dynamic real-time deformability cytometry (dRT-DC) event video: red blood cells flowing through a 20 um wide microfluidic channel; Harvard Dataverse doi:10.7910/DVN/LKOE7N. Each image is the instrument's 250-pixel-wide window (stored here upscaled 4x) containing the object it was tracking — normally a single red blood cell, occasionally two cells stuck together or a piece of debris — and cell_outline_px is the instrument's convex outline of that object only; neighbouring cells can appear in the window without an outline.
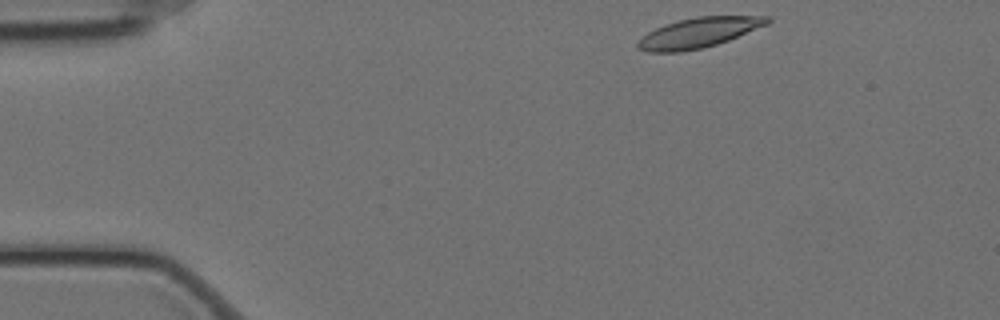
{"species": "Egyptian fruit bat (a non-hibernating species)", "species_latin": "Rousettus aegyptiacus", "temperature_condition": "cold", "stored_images_in_passage": 51, "camera_frame_rate_fps": 3000, "um_per_image_px": 0.085, "animal": {"sex": "female"}, "frame": {"image": 1, "passage_image": 1, "time_ms": 0.0, "image_size_px": [1000, 320], "cell_outline_px": [[772, 20], [768, 24], [728, 40], [704, 48], [680, 52], [648, 52], [636, 48], [636, 44], [648, 32], [656, 28], [680, 20], [696, 16], [772, 16]], "centroid_in_image_um": [59.41, 2.78], "position_along_channel_um": 25.6, "area_um2": 22.48}}
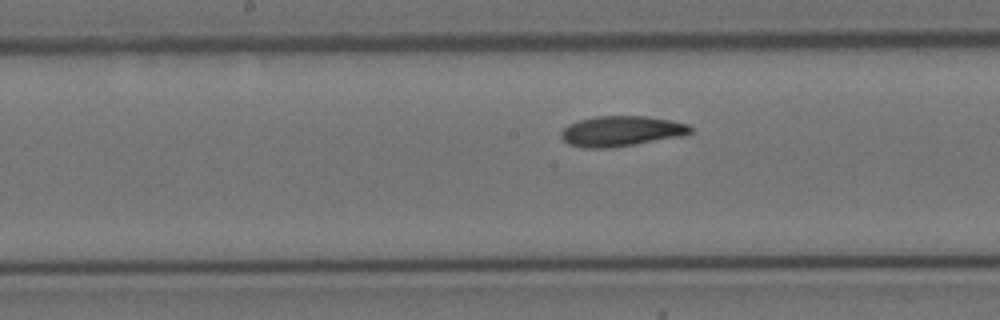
{"frame": {"image": 2, "passage_image": 22, "time_ms": 7.0, "image_size_px": [1000, 320], "cell_outline_px": [[692, 132], [680, 136], [612, 148], [584, 148], [568, 144], [560, 136], [560, 132], [568, 124], [580, 120], [596, 116], [648, 116], [672, 120], [688, 124], [692, 128]], "centroid_in_image_um": [52.79, 11.14], "position_along_channel_um": 195.4, "area_um2": 22.89}}
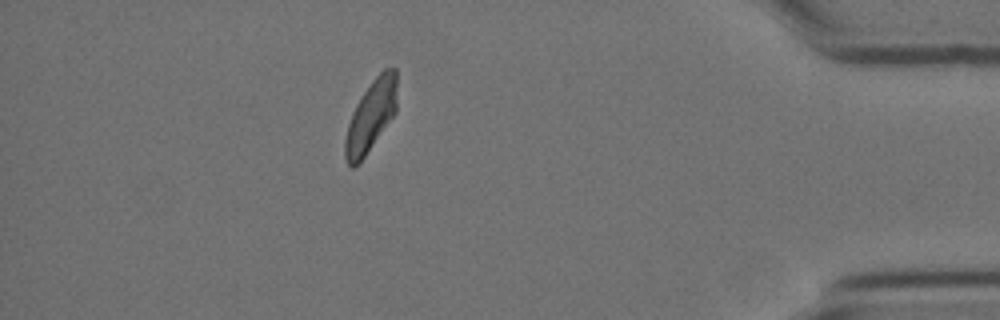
{"frame": {"image": 3, "passage_image": 44, "time_ms": 14.333, "image_size_px": [1000, 320], "cell_outline_px": [[396, 112], [364, 156], [352, 168], [348, 164], [344, 156], [344, 140], [348, 124], [352, 112], [356, 104], [372, 80], [384, 68], [396, 68]], "centroid_in_image_um": [31.51, 9.84], "position_along_channel_um": 403.7, "area_um2": 21.15}, "authors_computed_cell_mechanics": {"area_um2": 22.7154, "velocity_mm_per_s": 3.4451, "shape_relaxation_time_tau1_ms": 7.2604, "shape_relaxation_time_tau2_ms": 4.2351, "deformation_change_tau1": 0.1608, "deformation_change_tau2": 0.0915}}